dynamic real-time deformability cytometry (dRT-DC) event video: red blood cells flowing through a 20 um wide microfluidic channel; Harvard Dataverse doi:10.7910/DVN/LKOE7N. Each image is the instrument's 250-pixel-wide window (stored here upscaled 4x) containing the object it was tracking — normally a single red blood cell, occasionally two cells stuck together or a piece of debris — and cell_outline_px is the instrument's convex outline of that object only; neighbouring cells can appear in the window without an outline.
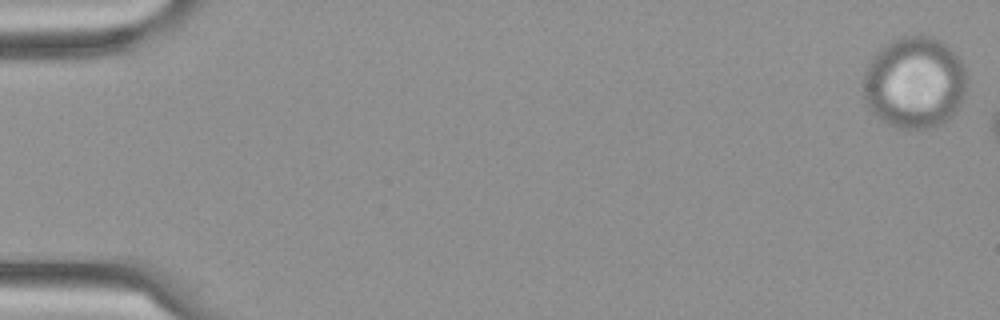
{"species": "Egyptian fruit bat (a non-hibernating species)", "species_latin": "Rousettus aegyptiacus", "temperature_condition": "cold", "stored_images_in_passage": 3, "camera_frame_rate_fps": 3000, "um_per_image_px": 0.085, "frame": {"image": 1, "passage_image": 1, "time_ms": 0.0, "image_size_px": [1000, 320], "cell_outline_px": [[968, 80], [964, 96], [956, 112], [952, 116], [940, 124], [932, 128], [908, 132], [896, 128], [880, 120], [864, 100], [860, 80], [872, 56], [880, 48], [892, 40], [900, 36], [920, 32], [932, 36], [940, 40], [964, 64], [968, 76]], "centroid_in_image_um": [77.72, 7.03], "position_along_channel_um": 7.3, "area_um2": 56.99}}